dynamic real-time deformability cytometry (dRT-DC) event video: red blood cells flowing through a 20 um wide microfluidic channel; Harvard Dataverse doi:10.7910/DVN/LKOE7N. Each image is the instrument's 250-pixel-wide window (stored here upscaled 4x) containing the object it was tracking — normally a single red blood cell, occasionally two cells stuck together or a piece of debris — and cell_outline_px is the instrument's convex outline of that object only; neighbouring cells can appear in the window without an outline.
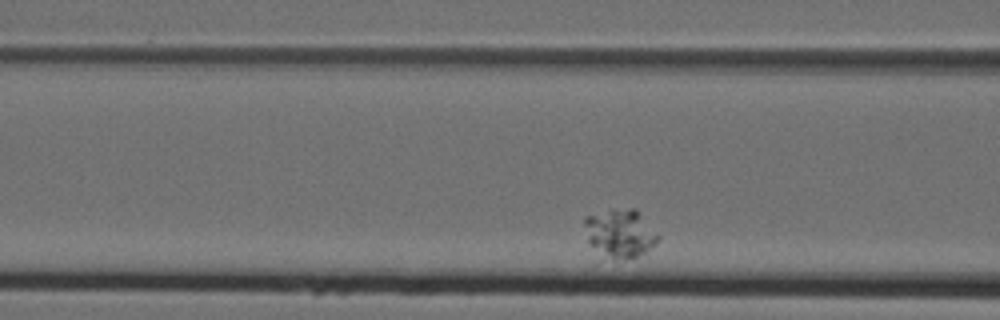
{"species": "Egyptian fruit bat (a non-hibernating species)", "species_latin": "Rousettus aegyptiacus", "temperature_condition": "cold", "stored_images_in_passage": 51, "camera_frame_rate_fps": 3000, "um_per_image_px": 0.085, "animal": {"sex": "female"}, "frame": {"image": 1, "passage_image": 17, "time_ms": 5.333, "image_size_px": [1000, 320], "cell_outline_px": [[660, 240], [656, 244], [644, 252], [636, 256], [624, 260], [612, 256], [588, 244], [584, 224], [584, 216], [612, 208], [636, 208], [640, 212], [660, 236]], "centroid_in_image_um": [52.73, 19.76], "position_along_channel_um": 113.9, "area_um2": 20.63}}
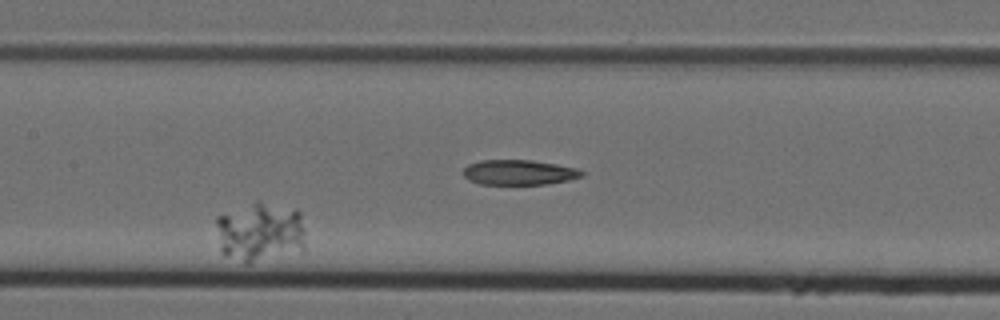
{"frame": {"image": 2, "passage_image": 24, "time_ms": 7.667, "image_size_px": [1000, 320], "cell_outline_px": [[304, 252], [248, 264], [244, 264], [224, 256], [220, 252], [216, 224], [216, 216], [256, 200], [260, 200], [296, 208], [300, 212], [304, 244]], "centroid_in_image_um": [22.1, 19.74], "position_along_channel_um": 185.3, "area_um2": 32.19}}
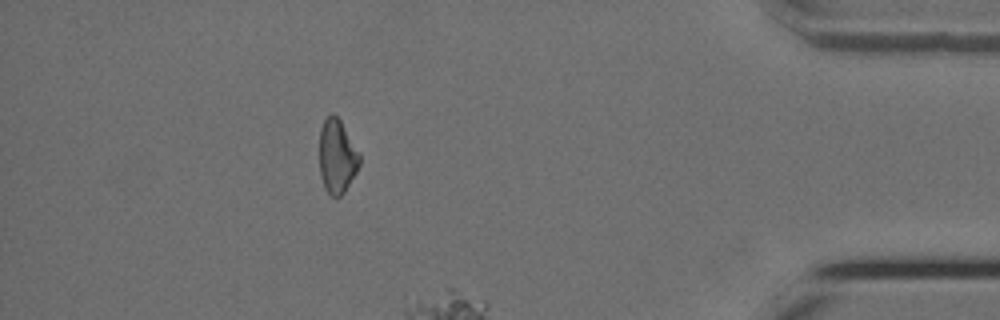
{"frame": {"image": 3, "passage_image": 46, "time_ms": 15.0, "image_size_px": [1000, 320], "cell_outline_px": [[360, 164], [356, 172], [344, 192], [336, 200], [324, 188], [320, 176], [320, 128], [324, 120], [332, 112], [340, 120], [360, 152]], "centroid_in_image_um": [28.65, 13.31], "position_along_channel_um": 406.5, "area_um2": 17.4}}